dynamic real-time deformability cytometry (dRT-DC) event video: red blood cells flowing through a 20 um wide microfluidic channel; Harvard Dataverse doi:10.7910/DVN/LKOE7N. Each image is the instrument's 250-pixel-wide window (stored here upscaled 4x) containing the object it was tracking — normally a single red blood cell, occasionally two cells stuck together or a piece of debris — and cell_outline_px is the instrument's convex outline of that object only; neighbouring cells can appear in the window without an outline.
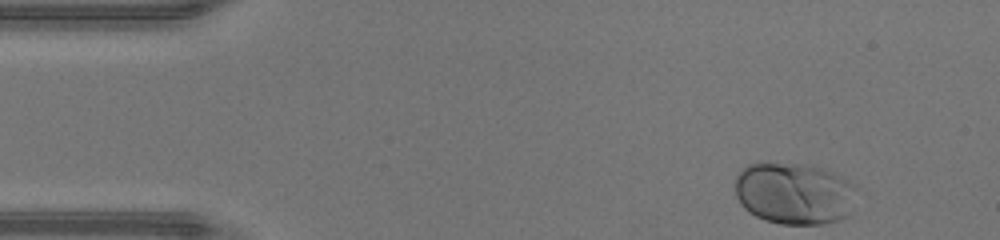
{"species": "human", "species_latin": "Homo sapiens", "temperature_condition": "warm", "stored_images_in_passage": 36, "camera_frame_rate_fps": 3000, "um_per_image_px": 0.085, "donor": {"sex": "male"}, "frame": {"image": 1, "passage_image": 1, "time_ms": 0.0, "image_size_px": [1000, 240], "cell_outline_px": [[856, 188], [844, 216], [840, 220], [824, 224], [780, 224], [764, 220], [748, 212], [740, 204], [736, 196], [736, 176], [748, 164], [760, 160], [812, 164], [828, 168], [844, 176], [856, 184]], "centroid_in_image_um": [67.47, 16.37], "position_along_channel_um": 17.5, "area_um2": 44.8}}
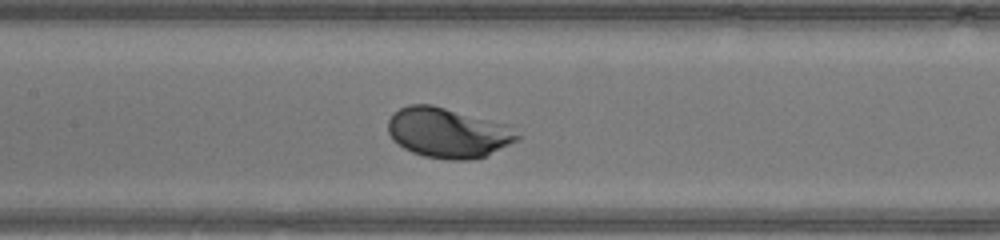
{"frame": {"image": 2, "passage_image": 18, "time_ms": 5.667, "image_size_px": [1000, 240], "cell_outline_px": [[520, 136], [516, 140], [484, 156], [468, 160], [452, 160], [424, 156], [412, 152], [404, 148], [392, 140], [388, 132], [388, 120], [400, 108], [408, 104], [432, 104], [508, 124]], "centroid_in_image_um": [38.04, 11.27], "position_along_channel_um": 169.4, "area_um2": 37.45}}
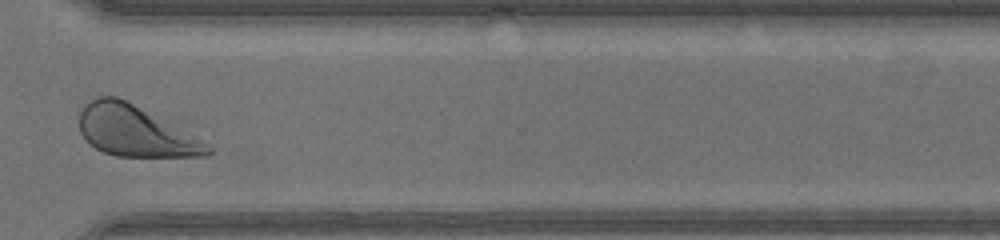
{"frame": {"image": 3, "passage_image": 31, "time_ms": 10.0, "image_size_px": [1000, 240], "cell_outline_px": [[212, 152], [208, 156], [116, 156], [104, 152], [88, 144], [84, 140], [80, 132], [80, 112], [84, 104], [88, 100], [100, 96], [116, 96], [132, 104], [208, 144], [212, 148]], "centroid_in_image_um": [11.41, 11.16], "position_along_channel_um": 359.2, "area_um2": 37.11}, "authors_computed_cell_mechanics": {"area_um2": 36.7319, "velocity_mm_per_s": 4.384, "shape_relaxation_time_tau1_ms": 1.2561, "shape_relaxation_time_tau2_ms": null, "deformation_change_tau1": 0.1213, "deformation_change_tau2": null}}